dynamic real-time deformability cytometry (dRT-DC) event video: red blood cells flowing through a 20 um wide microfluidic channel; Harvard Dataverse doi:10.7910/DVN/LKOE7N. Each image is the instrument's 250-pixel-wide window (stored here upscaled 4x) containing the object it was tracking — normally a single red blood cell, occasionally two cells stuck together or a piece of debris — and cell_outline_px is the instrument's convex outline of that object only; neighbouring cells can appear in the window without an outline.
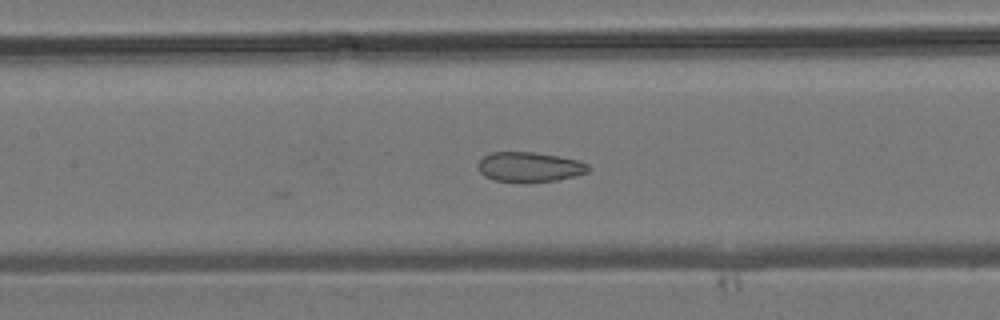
{"species": "common noctule bat (a hibernating species)", "species_latin": "Nyctalus noctula", "temperature_condition": "room temperature", "stored_images_in_passage": 34, "camera_frame_rate_fps": 3000, "um_per_image_px": 0.085, "animal": {"sex": "male", "body_mass_g": 19.2, "forearm_length_mm": 51.8}, "frame": {"image": 1, "passage_image": 10, "time_ms": 3.0, "image_size_px": [1000, 320], "cell_outline_px": [[592, 168], [588, 172], [576, 176], [556, 180], [492, 180], [484, 176], [480, 172], [476, 164], [484, 156], [492, 152], [532, 152], [560, 156], [576, 160], [588, 164]], "centroid_in_image_um": [45.02, 14.16], "position_along_channel_um": 162.4, "area_um2": 18.79}}
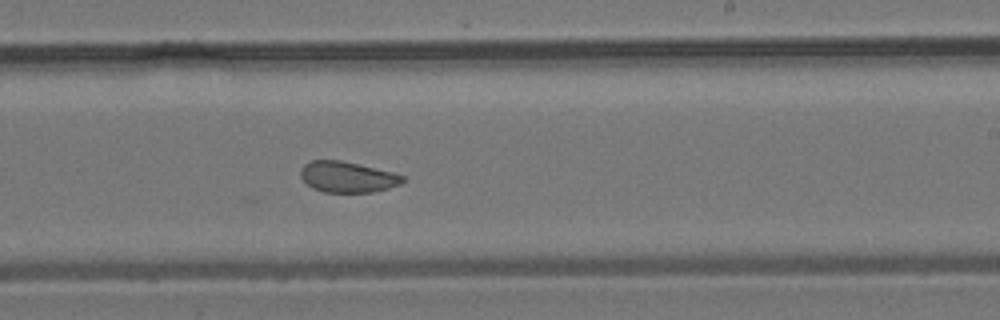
{"frame": {"image": 2, "passage_image": 16, "time_ms": 5.0, "image_size_px": [1000, 320], "cell_outline_px": [[404, 180], [400, 184], [388, 188], [372, 192], [324, 192], [312, 188], [300, 176], [300, 168], [304, 164], [312, 160], [340, 160], [396, 172], [404, 176]], "centroid_in_image_um": [29.54, 15.03], "position_along_channel_um": 259.5, "area_um2": 18.44}}
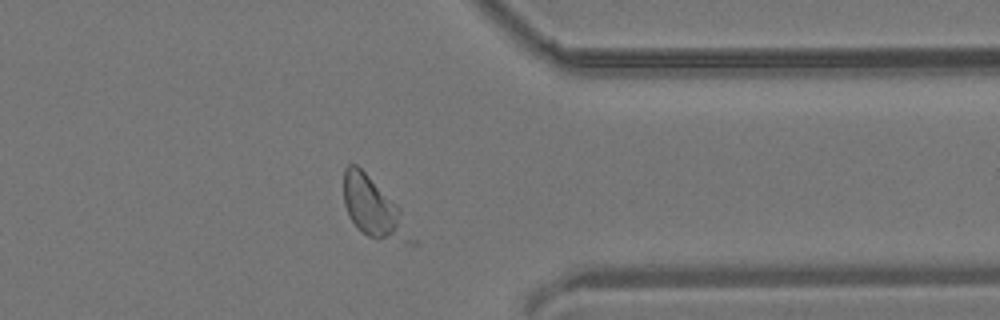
{"frame": {"image": 3, "passage_image": 24, "time_ms": 7.667, "image_size_px": [1000, 320], "cell_outline_px": [[420, 244], [408, 244], [368, 236], [356, 228], [348, 216], [344, 204], [344, 168], [348, 164], [356, 164], [400, 208]], "centroid_in_image_um": [31.8, 17.76], "position_along_channel_um": 379.6, "area_um2": 23.47}}